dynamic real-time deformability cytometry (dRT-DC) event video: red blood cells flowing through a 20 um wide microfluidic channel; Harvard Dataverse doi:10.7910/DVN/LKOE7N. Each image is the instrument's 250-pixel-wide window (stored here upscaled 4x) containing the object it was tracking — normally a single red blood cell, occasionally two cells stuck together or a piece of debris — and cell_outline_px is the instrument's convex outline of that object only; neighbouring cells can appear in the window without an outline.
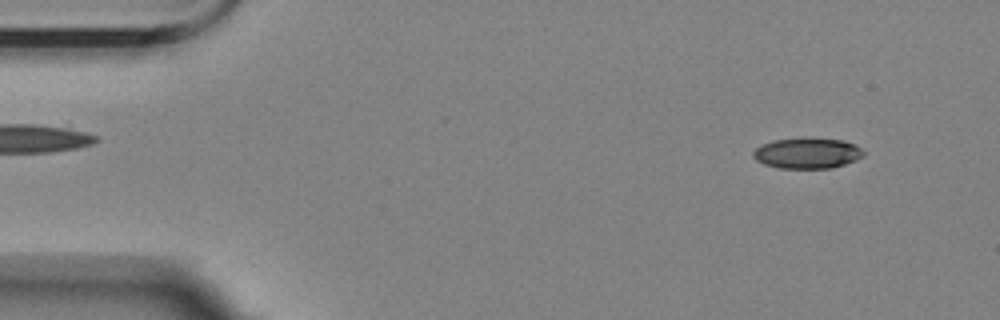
{"species": "Egyptian fruit bat (a non-hibernating species)", "species_latin": "Rousettus aegyptiacus", "temperature_condition": "room temperature", "stored_images_in_passage": 4, "camera_frame_rate_fps": 3000, "um_per_image_px": 0.085, "animal": {"sex": "female"}, "frame": {"image": 1, "passage_image": 1, "time_ms": 0.0, "image_size_px": [1000, 320], "cell_outline_px": [[864, 156], [856, 160], [832, 168], [780, 168], [764, 164], [756, 160], [752, 156], [752, 152], [760, 144], [772, 140], [844, 140], [860, 148], [864, 152]], "centroid_in_image_um": [68.58, 13.06], "position_along_channel_um": 16.4, "area_um2": 19.13}}
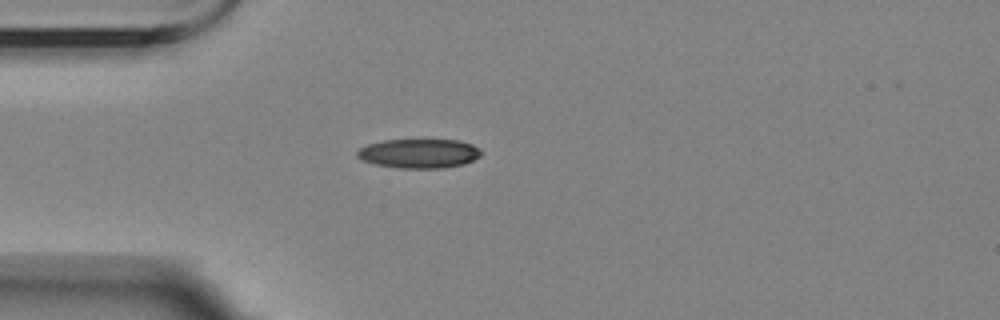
{"frame": {"image": 2, "passage_image": 4, "time_ms": 3.333, "image_size_px": [1000, 320], "cell_outline_px": [[480, 156], [464, 164], [444, 168], [400, 168], [376, 164], [360, 160], [356, 156], [356, 152], [360, 148], [368, 144], [384, 140], [460, 140], [472, 144], [480, 152]], "centroid_in_image_um": [35.58, 13.04], "position_along_channel_um": 49.4, "area_um2": 21.04}}